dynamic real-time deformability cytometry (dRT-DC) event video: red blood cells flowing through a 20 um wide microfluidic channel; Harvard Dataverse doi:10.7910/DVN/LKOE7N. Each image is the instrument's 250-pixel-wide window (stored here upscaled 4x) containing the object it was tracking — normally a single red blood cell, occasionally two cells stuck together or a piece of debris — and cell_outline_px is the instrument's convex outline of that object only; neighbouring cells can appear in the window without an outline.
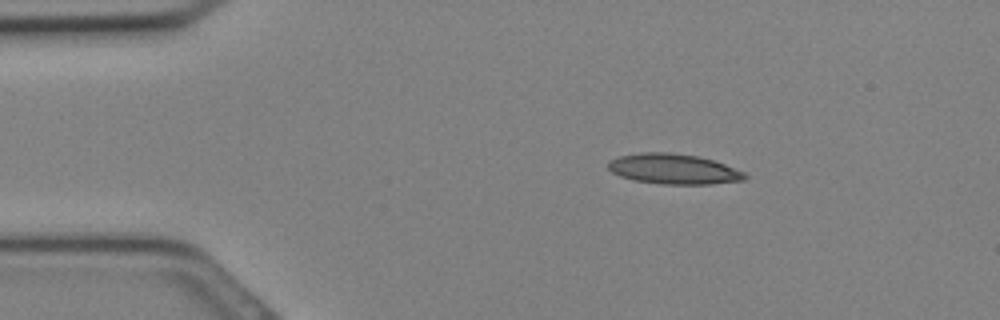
{"species": "Egyptian fruit bat (a non-hibernating species)", "species_latin": "Rousettus aegyptiacus", "temperature_condition": "cold", "stored_images_in_passage": 27, "camera_frame_rate_fps": 3000, "um_per_image_px": 0.085, "animal": {"sex": "female"}, "frame": {"image": 1, "passage_image": 1, "time_ms": 0.0, "image_size_px": [1000, 320], "cell_outline_px": [[748, 176], [744, 180], [712, 184], [664, 184], [636, 180], [620, 176], [612, 172], [608, 168], [608, 160], [620, 156], [640, 152], [668, 152], [700, 156], [724, 164], [744, 172]], "centroid_in_image_um": [57.25, 14.36], "position_along_channel_um": 27.7, "area_um2": 24.04}}
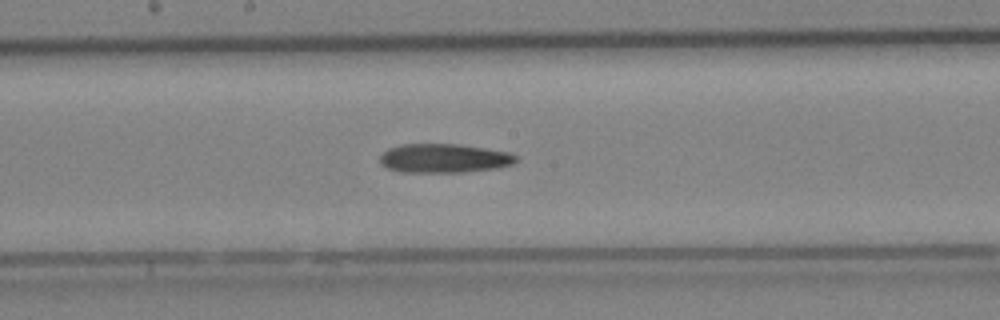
{"frame": {"image": 2, "passage_image": 12, "time_ms": 3.667, "image_size_px": [1000, 320], "cell_outline_px": [[520, 160], [512, 164], [496, 168], [464, 172], [400, 172], [388, 168], [380, 164], [380, 156], [388, 148], [400, 144], [460, 144], [512, 152]], "centroid_in_image_um": [37.77, 13.45], "position_along_channel_um": 210.4, "area_um2": 23.24}}
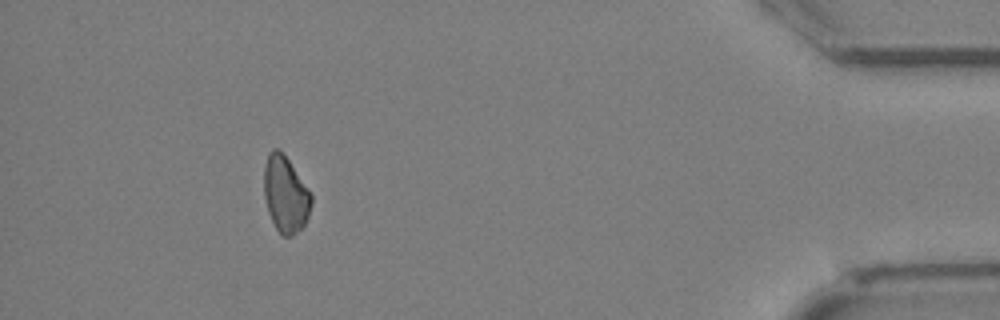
{"frame": {"image": 3, "passage_image": 24, "time_ms": 7.667, "image_size_px": [1000, 320], "cell_outline_px": [[312, 204], [308, 216], [304, 224], [292, 236], [284, 236], [276, 228], [268, 212], [264, 196], [264, 168], [268, 152], [272, 148], [280, 148], [312, 196]], "centroid_in_image_um": [24.24, 16.49], "position_along_channel_um": 411.0, "area_um2": 20.75}}